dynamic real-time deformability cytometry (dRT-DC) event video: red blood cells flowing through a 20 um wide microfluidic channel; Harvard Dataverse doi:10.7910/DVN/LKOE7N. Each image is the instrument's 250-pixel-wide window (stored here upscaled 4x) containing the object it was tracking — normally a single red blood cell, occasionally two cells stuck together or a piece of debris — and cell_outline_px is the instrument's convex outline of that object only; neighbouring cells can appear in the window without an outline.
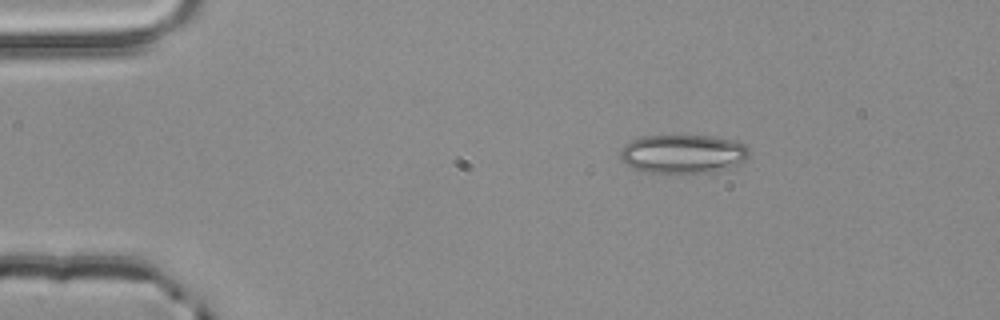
{"species": "common noctule bat (a hibernating species)", "species_latin": "Nyctalus noctula", "temperature_condition": "room temperature", "stored_images_in_passage": 3, "camera_frame_rate_fps": 3000, "um_per_image_px": 0.085, "animal": {"sex": "male", "body_mass_g": 20.4}, "frame": {"image": 1, "passage_image": 3, "time_ms": 0.667, "image_size_px": [1000, 320], "cell_outline_px": [[748, 160], [724, 168], [704, 172], [648, 172], [632, 168], [620, 160], [620, 148], [624, 144], [632, 140], [644, 136], [712, 136], [736, 140], [744, 144], [748, 148]], "centroid_in_image_um": [58.02, 13.06], "position_along_channel_um": 27.0, "area_um2": 28.9}}